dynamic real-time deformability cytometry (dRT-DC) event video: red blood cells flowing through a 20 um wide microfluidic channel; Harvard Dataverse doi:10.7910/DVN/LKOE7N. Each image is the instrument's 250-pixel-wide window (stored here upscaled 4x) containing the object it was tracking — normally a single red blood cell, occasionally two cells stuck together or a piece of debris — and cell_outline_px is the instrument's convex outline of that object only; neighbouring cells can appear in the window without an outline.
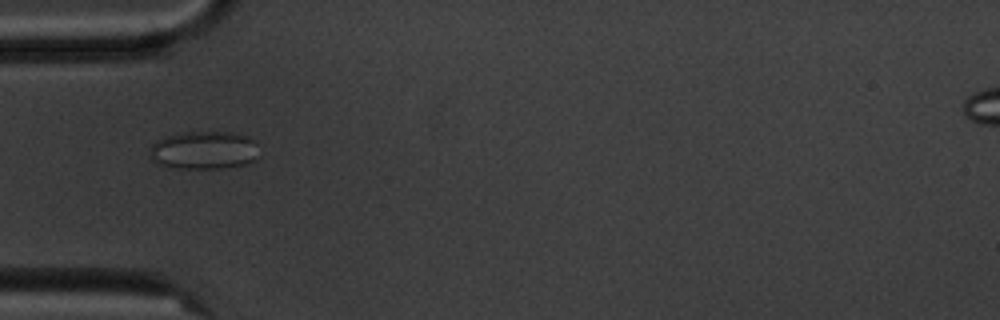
{"species": "common noctule bat (a hibernating species)", "species_latin": "Nyctalus noctula", "temperature_condition": "cold", "stored_images_in_passage": 3, "camera_frame_rate_fps": 3000, "um_per_image_px": 0.085, "animal": {"sex": "male", "body_mass_g": 20.1, "forearm_length_mm": 53.5}, "frame": {"image": 1, "passage_image": 2, "time_ms": 1.0, "image_size_px": [1000, 320], "cell_outline_px": [[260, 156], [256, 160], [248, 164], [224, 168], [176, 168], [156, 164], [148, 156], [152, 144], [156, 140], [164, 136], [184, 132], [228, 132], [248, 136], [256, 140]], "centroid_in_image_um": [17.36, 12.77], "position_along_channel_um": 67.6, "area_um2": 24.85}}
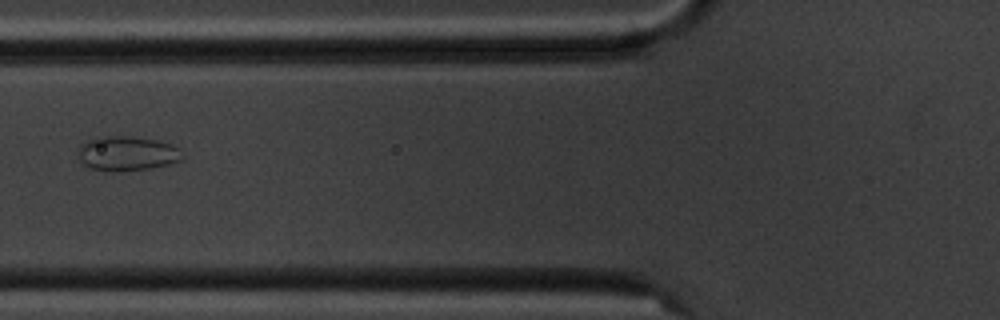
{"frame": {"image": 2, "passage_image": 3, "time_ms": 2.333, "image_size_px": [1000, 320], "cell_outline_px": [[184, 160], [168, 164], [148, 168], [116, 172], [88, 168], [80, 160], [80, 144], [84, 140], [96, 136], [132, 136], [156, 140], [172, 144], [180, 148], [184, 156]], "centroid_in_image_um": [10.81, 13.03], "position_along_channel_um": 115.0, "area_um2": 21.27}}